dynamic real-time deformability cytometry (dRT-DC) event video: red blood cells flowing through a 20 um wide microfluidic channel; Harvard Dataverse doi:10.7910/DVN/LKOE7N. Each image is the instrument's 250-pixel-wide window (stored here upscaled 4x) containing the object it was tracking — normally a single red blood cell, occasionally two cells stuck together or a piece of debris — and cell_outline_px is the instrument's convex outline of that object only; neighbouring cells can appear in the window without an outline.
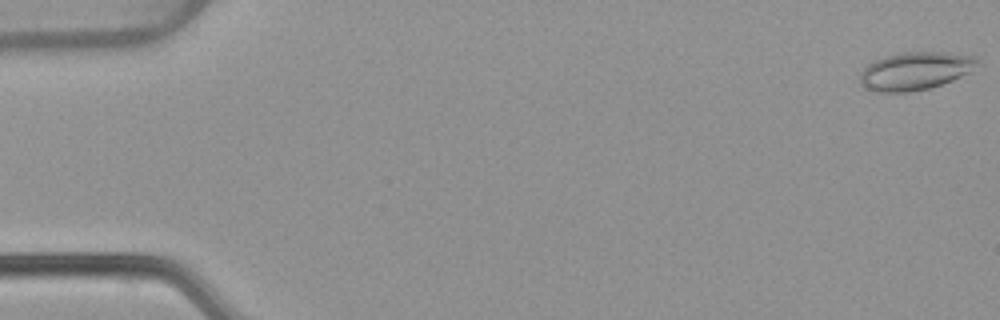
{"species": "common noctule bat (a hibernating species)", "species_latin": "Nyctalus noctula", "temperature_condition": "warm", "stored_images_in_passage": 53, "camera_frame_rate_fps": 3000, "um_per_image_px": 0.085, "animal": {"sex": "female", "body_mass_g": 22.7, "forearm_length_mm": 54.2}, "frame": {"image": 1, "passage_image": 1, "time_ms": 0.0, "image_size_px": [1000, 320], "cell_outline_px": [[976, 60], [968, 72], [952, 80], [928, 88], [908, 92], [876, 92], [860, 84], [860, 72], [872, 60], [884, 56], [900, 52], [944, 52], [976, 56]], "centroid_in_image_um": [77.7, 6.02], "position_along_channel_um": 7.3, "area_um2": 25.61}}
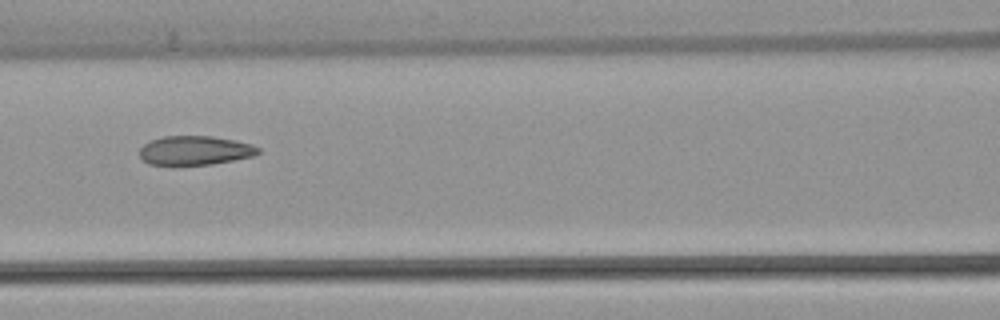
{"frame": {"image": 2, "passage_image": 24, "time_ms": 7.667, "image_size_px": [1000, 320], "cell_outline_px": [[260, 152], [252, 156], [212, 164], [148, 164], [140, 156], [140, 148], [144, 144], [152, 140], [164, 136], [212, 136], [236, 140], [252, 144], [260, 148]], "centroid_in_image_um": [16.6, 12.77], "position_along_channel_um": 150.0, "area_um2": 19.88}}
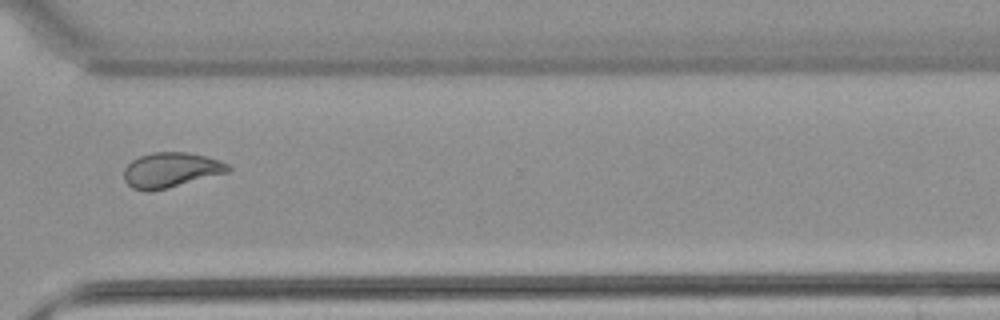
{"frame": {"image": 3, "passage_image": 40, "time_ms": 13.0, "image_size_px": [1000, 320], "cell_outline_px": [[232, 168], [228, 172], [168, 188], [148, 192], [144, 192], [132, 188], [124, 180], [124, 168], [132, 160], [140, 156], [152, 152], [188, 152], [220, 160], [228, 164]], "centroid_in_image_um": [14.5, 14.46], "position_along_channel_um": 356.1, "area_um2": 21.33}, "authors_computed_cell_mechanics": {"area_um2": 22.1374, "velocity_mm_per_s": 3.8671, "shape_relaxation_time_tau1_ms": null, "shape_relaxation_time_tau2_ms": 1.8422, "deformation_change_tau1": null, "deformation_change_tau2": 0.0855}}